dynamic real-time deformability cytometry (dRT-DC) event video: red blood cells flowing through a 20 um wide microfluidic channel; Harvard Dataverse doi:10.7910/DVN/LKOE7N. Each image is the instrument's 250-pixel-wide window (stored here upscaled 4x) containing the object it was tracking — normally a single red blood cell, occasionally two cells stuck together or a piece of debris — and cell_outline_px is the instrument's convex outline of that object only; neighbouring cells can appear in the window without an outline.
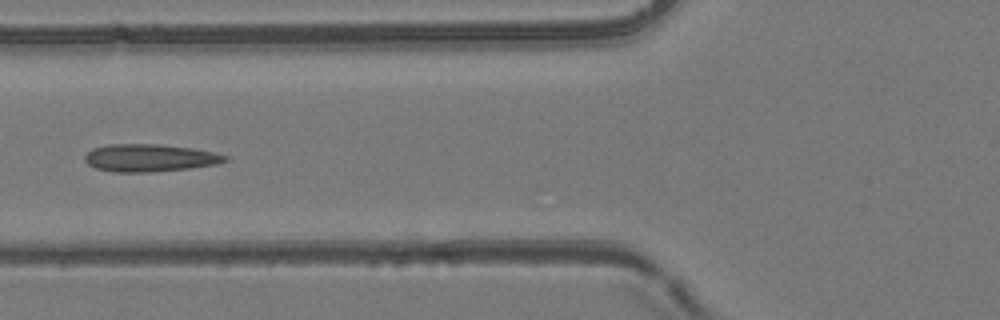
{"species": "common noctule bat (a hibernating species)", "species_latin": "Nyctalus noctula", "temperature_condition": "room temperature", "stored_images_in_passage": 37, "camera_frame_rate_fps": 3000, "um_per_image_px": 0.085, "animal": {"sex": "female", "body_mass_g": 24.6, "forearm_length_mm": 56.2}, "frame": {"image": 1, "passage_image": 14, "time_ms": 4.333, "image_size_px": [1000, 320], "cell_outline_px": [[228, 160], [216, 164], [188, 168], [152, 172], [112, 172], [96, 168], [88, 164], [84, 160], [84, 156], [92, 148], [108, 144], [160, 144], [192, 148], [212, 152], [228, 156]], "centroid_in_image_um": [12.68, 13.42], "position_along_channel_um": 113.1, "area_um2": 22.48}}
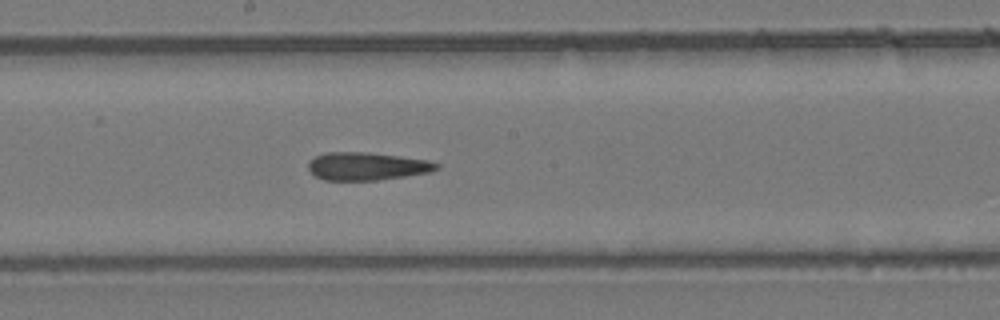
{"frame": {"image": 2, "passage_image": 22, "time_ms": 7.0, "image_size_px": [1000, 320], "cell_outline_px": [[440, 168], [428, 172], [404, 176], [376, 180], [324, 180], [316, 176], [308, 168], [308, 164], [316, 156], [328, 152], [364, 152], [428, 160], [440, 164]], "centroid_in_image_um": [31.19, 14.13], "position_along_channel_um": 217.0, "area_um2": 20.46}}
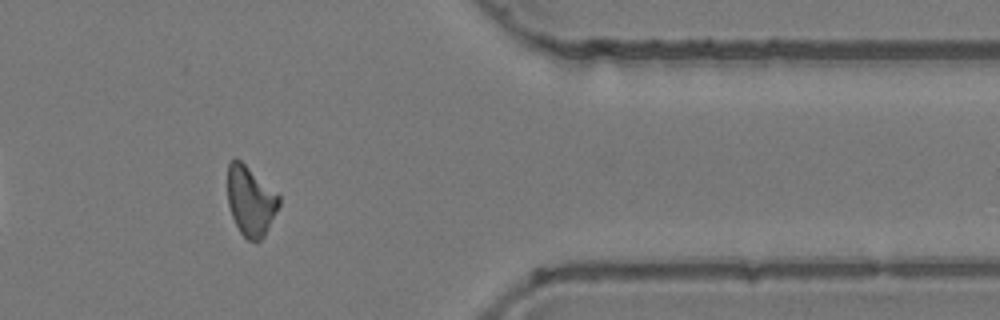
{"frame": {"image": 3, "passage_image": 37, "time_ms": 12.0, "image_size_px": [1000, 320], "cell_outline_px": [[280, 204], [264, 236], [256, 244], [248, 240], [240, 232], [232, 216], [228, 204], [228, 164], [236, 156], [280, 196]], "centroid_in_image_um": [21.29, 17.09], "position_along_channel_um": 390.1, "area_um2": 20.75}, "authors_computed_cell_mechanics": {"area_um2": 21.4438, "velocity_mm_per_s": 3.8939, "shape_relaxation_time_tau1_ms": null, "shape_relaxation_time_tau2_ms": 3.547, "deformation_change_tau1": null, "deformation_change_tau2": 0.1269}}